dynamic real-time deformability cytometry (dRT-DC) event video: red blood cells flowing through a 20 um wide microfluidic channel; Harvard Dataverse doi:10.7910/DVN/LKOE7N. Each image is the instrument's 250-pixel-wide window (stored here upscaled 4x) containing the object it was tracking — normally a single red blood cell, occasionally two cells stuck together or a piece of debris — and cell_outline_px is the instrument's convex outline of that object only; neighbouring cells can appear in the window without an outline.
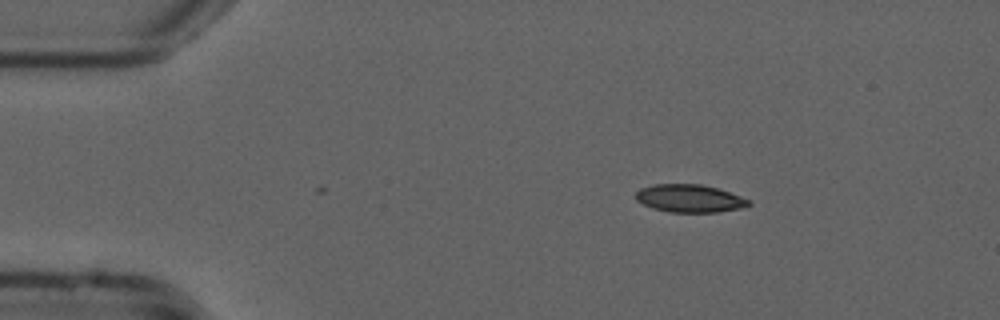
{"species": "common noctule bat (a hibernating species)", "species_latin": "Nyctalus noctula", "temperature_condition": "cold", "stored_images_in_passage": 46, "camera_frame_rate_fps": 3000, "um_per_image_px": 0.085, "animal": {"sex": "male", "forearm_length_mm": 52.5}, "frame": {"image": 1, "passage_image": 1, "time_ms": 0.0, "image_size_px": [1000, 320], "cell_outline_px": [[752, 204], [740, 208], [716, 212], [668, 212], [652, 208], [636, 200], [636, 192], [640, 188], [652, 184], [700, 184], [716, 188], [752, 200]], "centroid_in_image_um": [58.6, 16.86], "position_along_channel_um": 26.4, "area_um2": 18.26}}
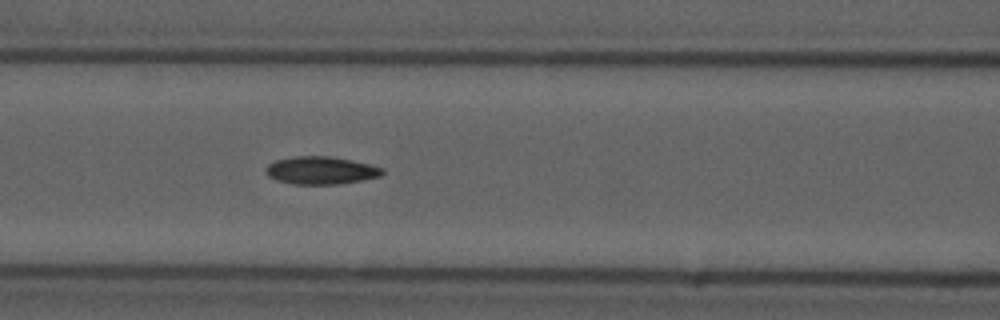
{"frame": {"image": 2, "passage_image": 15, "time_ms": 4.667, "image_size_px": [1000, 320], "cell_outline_px": [[384, 172], [380, 176], [360, 180], [336, 184], [292, 184], [276, 180], [268, 176], [264, 168], [268, 164], [276, 160], [296, 156], [328, 156], [352, 160], [384, 168]], "centroid_in_image_um": [27.24, 14.48], "position_along_channel_um": 139.4, "area_um2": 18.73}}
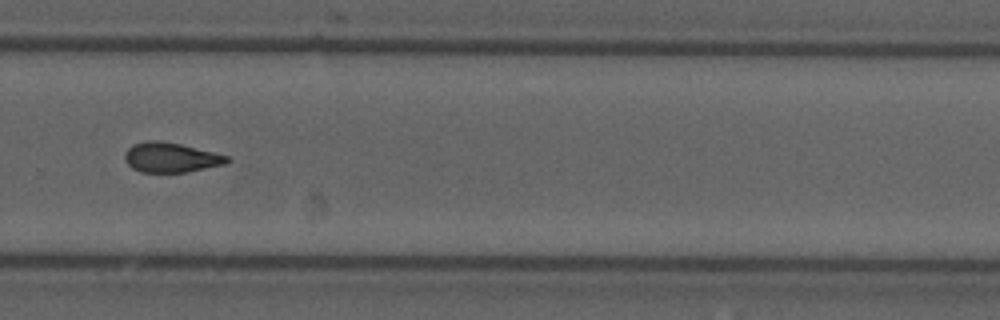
{"frame": {"image": 3, "passage_image": 29, "time_ms": 9.333, "image_size_px": [1000, 320], "cell_outline_px": [[232, 160], [224, 164], [188, 172], [140, 172], [132, 168], [124, 160], [124, 156], [128, 148], [132, 144], [148, 140], [156, 140], [180, 144], [228, 156]], "centroid_in_image_um": [14.5, 13.39], "position_along_channel_um": 315.3, "area_um2": 17.69}, "authors_computed_cell_mechanics": {"area_um2": 18.1203, "velocity_mm_per_s": 3.7796, "shape_relaxation_time_tau1_ms": 8.7684, "shape_relaxation_time_tau2_ms": 4.6633, "deformation_change_tau1": 0.1997, "deformation_change_tau2": 0.1202}}